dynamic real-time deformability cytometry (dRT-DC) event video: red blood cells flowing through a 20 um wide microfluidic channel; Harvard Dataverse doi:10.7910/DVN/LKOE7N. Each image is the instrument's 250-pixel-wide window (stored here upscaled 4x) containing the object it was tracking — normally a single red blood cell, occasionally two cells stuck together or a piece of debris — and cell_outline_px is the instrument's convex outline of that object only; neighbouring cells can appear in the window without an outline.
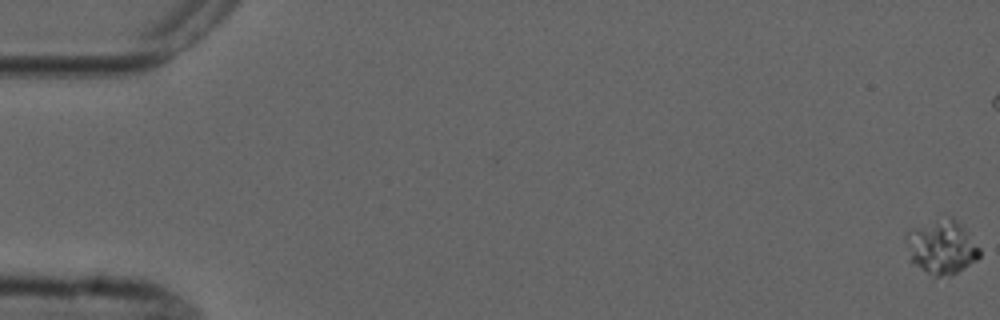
{"species": "common noctule bat (a hibernating species)", "species_latin": "Nyctalus noctula", "temperature_condition": "cold", "stored_images_in_passage": 2, "camera_frame_rate_fps": 3000, "um_per_image_px": 0.085, "animal": {"sex": "male", "forearm_length_mm": 52.5}, "frame": {"image": 1, "passage_image": 2, "time_ms": 1.0, "image_size_px": [1000, 320], "cell_outline_px": [[980, 256], [976, 260], [964, 268], [948, 276], [936, 276], [928, 272], [916, 264], [912, 260], [912, 256], [916, 232], [952, 216], [960, 224], [980, 248]], "centroid_in_image_um": [80.28, 21.1], "position_along_channel_um": 4.7, "area_um2": 20.23}}